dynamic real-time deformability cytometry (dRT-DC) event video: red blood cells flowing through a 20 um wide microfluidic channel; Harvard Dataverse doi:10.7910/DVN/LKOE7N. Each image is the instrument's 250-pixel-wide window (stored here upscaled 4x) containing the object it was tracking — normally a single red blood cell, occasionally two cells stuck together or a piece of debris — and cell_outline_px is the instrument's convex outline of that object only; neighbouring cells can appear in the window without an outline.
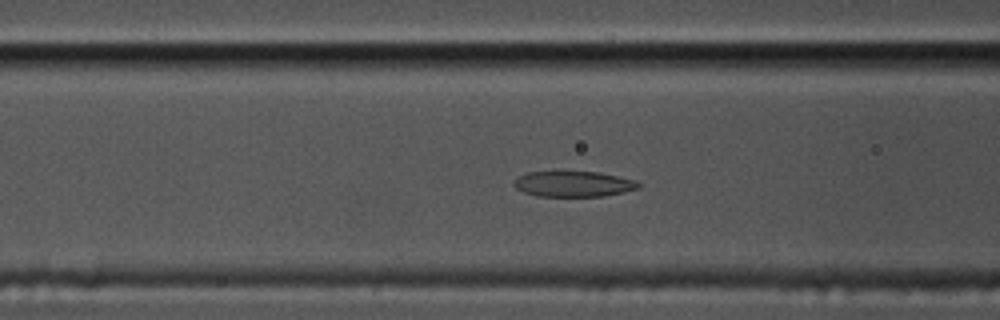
{"species": "common noctule bat (a hibernating species)", "species_latin": "Nyctalus noctula", "temperature_condition": "cold", "stored_images_in_passage": 43, "camera_frame_rate_fps": 3000, "um_per_image_px": 0.085, "animal": {"sex": "male", "body_mass_g": 17.5, "forearm_length_mm": 52.3}, "frame": {"image": 1, "passage_image": 14, "time_ms": 4.333, "image_size_px": [1000, 320], "cell_outline_px": [[640, 188], [624, 192], [604, 196], [536, 196], [524, 192], [516, 188], [512, 184], [512, 180], [528, 172], [596, 172], [636, 180], [640, 184]], "centroid_in_image_um": [48.73, 15.64], "position_along_channel_um": 117.9, "area_um2": 18.5}}
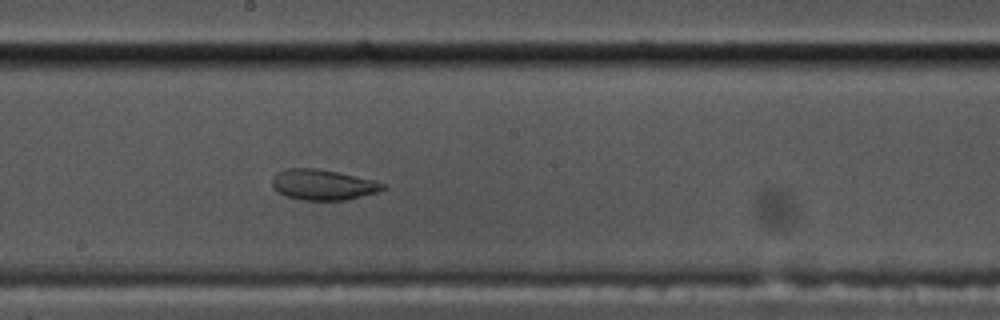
{"frame": {"image": 2, "passage_image": 23, "time_ms": 7.333, "image_size_px": [1000, 320], "cell_outline_px": [[384, 188], [376, 192], [344, 200], [304, 200], [288, 196], [280, 192], [272, 184], [272, 176], [276, 172], [288, 168], [316, 168], [336, 172], [372, 180], [384, 184]], "centroid_in_image_um": [27.4, 15.69], "position_along_channel_um": 220.8, "area_um2": 19.19}}
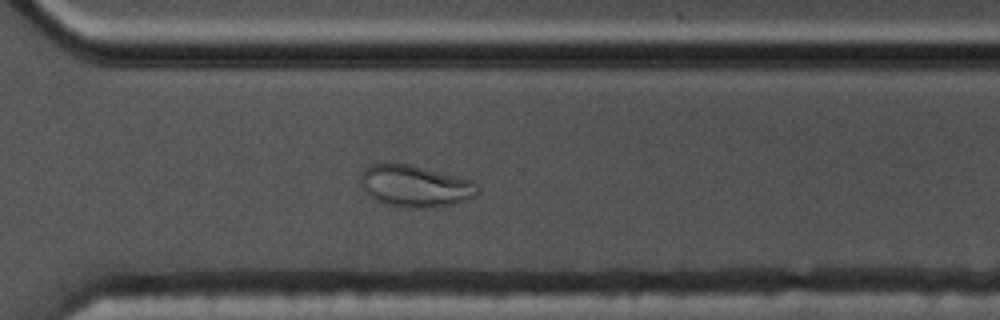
{"frame": {"image": 3, "passage_image": 33, "time_ms": 10.667, "image_size_px": [1000, 320], "cell_outline_px": [[480, 192], [476, 196], [456, 204], [436, 208], [400, 208], [384, 204], [376, 200], [364, 192], [360, 188], [360, 172], [364, 168], [372, 164], [408, 164], [460, 176], [472, 180]], "centroid_in_image_um": [35.27, 15.84], "position_along_channel_um": 335.3, "area_um2": 29.13}, "authors_computed_cell_mechanics": {"area_um2": 20.2878, "velocity_mm_per_s": 3.4323, "shape_relaxation_time_tau1_ms": null, "shape_relaxation_time_tau2_ms": 2.0937, "deformation_change_tau1": null, "deformation_change_tau2": 0.0665}}